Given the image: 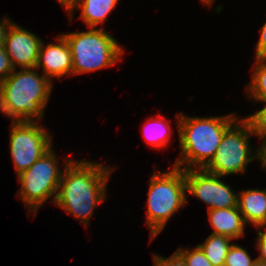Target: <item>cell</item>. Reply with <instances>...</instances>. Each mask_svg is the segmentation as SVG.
Returning <instances> with one entry per match:
<instances>
[{
  "mask_svg": "<svg viewBox=\"0 0 266 266\" xmlns=\"http://www.w3.org/2000/svg\"><path fill=\"white\" fill-rule=\"evenodd\" d=\"M181 158L174 166L184 170L203 169L214 157L224 132L237 120V115L187 117L177 114ZM193 166V167H192Z\"/></svg>",
  "mask_w": 266,
  "mask_h": 266,
  "instance_id": "obj_2",
  "label": "cell"
},
{
  "mask_svg": "<svg viewBox=\"0 0 266 266\" xmlns=\"http://www.w3.org/2000/svg\"><path fill=\"white\" fill-rule=\"evenodd\" d=\"M11 125L10 153L19 175L53 148L52 137L36 120L13 121Z\"/></svg>",
  "mask_w": 266,
  "mask_h": 266,
  "instance_id": "obj_8",
  "label": "cell"
},
{
  "mask_svg": "<svg viewBox=\"0 0 266 266\" xmlns=\"http://www.w3.org/2000/svg\"><path fill=\"white\" fill-rule=\"evenodd\" d=\"M253 266H266V263L256 258L255 262L253 263Z\"/></svg>",
  "mask_w": 266,
  "mask_h": 266,
  "instance_id": "obj_28",
  "label": "cell"
},
{
  "mask_svg": "<svg viewBox=\"0 0 266 266\" xmlns=\"http://www.w3.org/2000/svg\"><path fill=\"white\" fill-rule=\"evenodd\" d=\"M154 266H187L184 259L174 252L169 258L155 255L153 258Z\"/></svg>",
  "mask_w": 266,
  "mask_h": 266,
  "instance_id": "obj_21",
  "label": "cell"
},
{
  "mask_svg": "<svg viewBox=\"0 0 266 266\" xmlns=\"http://www.w3.org/2000/svg\"><path fill=\"white\" fill-rule=\"evenodd\" d=\"M265 102L266 101H260ZM250 125L251 130L258 138H266V105L258 112L244 118Z\"/></svg>",
  "mask_w": 266,
  "mask_h": 266,
  "instance_id": "obj_20",
  "label": "cell"
},
{
  "mask_svg": "<svg viewBox=\"0 0 266 266\" xmlns=\"http://www.w3.org/2000/svg\"><path fill=\"white\" fill-rule=\"evenodd\" d=\"M176 252L184 259L187 266H213L198 245L192 251L181 248Z\"/></svg>",
  "mask_w": 266,
  "mask_h": 266,
  "instance_id": "obj_19",
  "label": "cell"
},
{
  "mask_svg": "<svg viewBox=\"0 0 266 266\" xmlns=\"http://www.w3.org/2000/svg\"><path fill=\"white\" fill-rule=\"evenodd\" d=\"M37 71L35 67L18 72L14 69L0 82V111L12 117V121L42 119L53 85Z\"/></svg>",
  "mask_w": 266,
  "mask_h": 266,
  "instance_id": "obj_3",
  "label": "cell"
},
{
  "mask_svg": "<svg viewBox=\"0 0 266 266\" xmlns=\"http://www.w3.org/2000/svg\"><path fill=\"white\" fill-rule=\"evenodd\" d=\"M55 155L51 148L27 170L17 175L21 182L18 197L28 206L29 211L36 213L52 195L53 202L56 199L63 172L57 165L59 163Z\"/></svg>",
  "mask_w": 266,
  "mask_h": 266,
  "instance_id": "obj_7",
  "label": "cell"
},
{
  "mask_svg": "<svg viewBox=\"0 0 266 266\" xmlns=\"http://www.w3.org/2000/svg\"><path fill=\"white\" fill-rule=\"evenodd\" d=\"M256 259H251L245 248L232 244L226 255L224 266H253Z\"/></svg>",
  "mask_w": 266,
  "mask_h": 266,
  "instance_id": "obj_18",
  "label": "cell"
},
{
  "mask_svg": "<svg viewBox=\"0 0 266 266\" xmlns=\"http://www.w3.org/2000/svg\"><path fill=\"white\" fill-rule=\"evenodd\" d=\"M237 207L245 223L261 228L266 225V189L243 190L238 195Z\"/></svg>",
  "mask_w": 266,
  "mask_h": 266,
  "instance_id": "obj_12",
  "label": "cell"
},
{
  "mask_svg": "<svg viewBox=\"0 0 266 266\" xmlns=\"http://www.w3.org/2000/svg\"><path fill=\"white\" fill-rule=\"evenodd\" d=\"M260 38L256 45V58L266 59V22L260 28Z\"/></svg>",
  "mask_w": 266,
  "mask_h": 266,
  "instance_id": "obj_23",
  "label": "cell"
},
{
  "mask_svg": "<svg viewBox=\"0 0 266 266\" xmlns=\"http://www.w3.org/2000/svg\"><path fill=\"white\" fill-rule=\"evenodd\" d=\"M59 3L64 6V8L66 9V11L68 10L69 12V16L72 19L73 17V8L75 6L76 0H58ZM72 15V16H71Z\"/></svg>",
  "mask_w": 266,
  "mask_h": 266,
  "instance_id": "obj_27",
  "label": "cell"
},
{
  "mask_svg": "<svg viewBox=\"0 0 266 266\" xmlns=\"http://www.w3.org/2000/svg\"><path fill=\"white\" fill-rule=\"evenodd\" d=\"M257 249L260 251V255L257 257L258 260L266 263V230L264 232L257 230Z\"/></svg>",
  "mask_w": 266,
  "mask_h": 266,
  "instance_id": "obj_24",
  "label": "cell"
},
{
  "mask_svg": "<svg viewBox=\"0 0 266 266\" xmlns=\"http://www.w3.org/2000/svg\"><path fill=\"white\" fill-rule=\"evenodd\" d=\"M69 44L72 74L96 71L116 64L121 59L123 47L103 28L63 34Z\"/></svg>",
  "mask_w": 266,
  "mask_h": 266,
  "instance_id": "obj_5",
  "label": "cell"
},
{
  "mask_svg": "<svg viewBox=\"0 0 266 266\" xmlns=\"http://www.w3.org/2000/svg\"><path fill=\"white\" fill-rule=\"evenodd\" d=\"M41 42L37 35L13 23L8 30L4 48L14 69L17 65L22 69L36 67Z\"/></svg>",
  "mask_w": 266,
  "mask_h": 266,
  "instance_id": "obj_10",
  "label": "cell"
},
{
  "mask_svg": "<svg viewBox=\"0 0 266 266\" xmlns=\"http://www.w3.org/2000/svg\"><path fill=\"white\" fill-rule=\"evenodd\" d=\"M117 3L118 0H76L73 10L81 7V19L89 28H95L104 23Z\"/></svg>",
  "mask_w": 266,
  "mask_h": 266,
  "instance_id": "obj_14",
  "label": "cell"
},
{
  "mask_svg": "<svg viewBox=\"0 0 266 266\" xmlns=\"http://www.w3.org/2000/svg\"><path fill=\"white\" fill-rule=\"evenodd\" d=\"M254 135L249 123L242 118L236 120L225 132L212 160L203 168L207 172L221 177L236 173H245L248 163L255 159L249 146Z\"/></svg>",
  "mask_w": 266,
  "mask_h": 266,
  "instance_id": "obj_6",
  "label": "cell"
},
{
  "mask_svg": "<svg viewBox=\"0 0 266 266\" xmlns=\"http://www.w3.org/2000/svg\"><path fill=\"white\" fill-rule=\"evenodd\" d=\"M248 94L254 101H266V59L256 58Z\"/></svg>",
  "mask_w": 266,
  "mask_h": 266,
  "instance_id": "obj_17",
  "label": "cell"
},
{
  "mask_svg": "<svg viewBox=\"0 0 266 266\" xmlns=\"http://www.w3.org/2000/svg\"><path fill=\"white\" fill-rule=\"evenodd\" d=\"M264 142L263 145H260L259 148L256 150L257 154H255L254 158L260 159L262 163V167L266 170V138L261 139Z\"/></svg>",
  "mask_w": 266,
  "mask_h": 266,
  "instance_id": "obj_26",
  "label": "cell"
},
{
  "mask_svg": "<svg viewBox=\"0 0 266 266\" xmlns=\"http://www.w3.org/2000/svg\"><path fill=\"white\" fill-rule=\"evenodd\" d=\"M186 193H190L208 205L210 209L237 207L238 193H234L229 185L204 169L184 170Z\"/></svg>",
  "mask_w": 266,
  "mask_h": 266,
  "instance_id": "obj_9",
  "label": "cell"
},
{
  "mask_svg": "<svg viewBox=\"0 0 266 266\" xmlns=\"http://www.w3.org/2000/svg\"><path fill=\"white\" fill-rule=\"evenodd\" d=\"M12 24L13 22L7 19L6 16L3 21H0V47H4L8 30Z\"/></svg>",
  "mask_w": 266,
  "mask_h": 266,
  "instance_id": "obj_25",
  "label": "cell"
},
{
  "mask_svg": "<svg viewBox=\"0 0 266 266\" xmlns=\"http://www.w3.org/2000/svg\"><path fill=\"white\" fill-rule=\"evenodd\" d=\"M57 40V43H49L46 46L41 42L35 67L43 68L44 76L50 81L53 77L72 75L73 63L69 44L63 35H60Z\"/></svg>",
  "mask_w": 266,
  "mask_h": 266,
  "instance_id": "obj_11",
  "label": "cell"
},
{
  "mask_svg": "<svg viewBox=\"0 0 266 266\" xmlns=\"http://www.w3.org/2000/svg\"><path fill=\"white\" fill-rule=\"evenodd\" d=\"M213 234L225 235L232 239L244 236L245 222L238 207L208 210Z\"/></svg>",
  "mask_w": 266,
  "mask_h": 266,
  "instance_id": "obj_13",
  "label": "cell"
},
{
  "mask_svg": "<svg viewBox=\"0 0 266 266\" xmlns=\"http://www.w3.org/2000/svg\"><path fill=\"white\" fill-rule=\"evenodd\" d=\"M231 240V237L211 233L205 243L198 246L213 266H224L226 255L232 246Z\"/></svg>",
  "mask_w": 266,
  "mask_h": 266,
  "instance_id": "obj_15",
  "label": "cell"
},
{
  "mask_svg": "<svg viewBox=\"0 0 266 266\" xmlns=\"http://www.w3.org/2000/svg\"><path fill=\"white\" fill-rule=\"evenodd\" d=\"M154 172L150 179L147 200V222L151 239L163 230L170 217L187 203L184 169Z\"/></svg>",
  "mask_w": 266,
  "mask_h": 266,
  "instance_id": "obj_4",
  "label": "cell"
},
{
  "mask_svg": "<svg viewBox=\"0 0 266 266\" xmlns=\"http://www.w3.org/2000/svg\"><path fill=\"white\" fill-rule=\"evenodd\" d=\"M64 164L54 204L87 226L96 205L105 201L107 178L113 168L67 158Z\"/></svg>",
  "mask_w": 266,
  "mask_h": 266,
  "instance_id": "obj_1",
  "label": "cell"
},
{
  "mask_svg": "<svg viewBox=\"0 0 266 266\" xmlns=\"http://www.w3.org/2000/svg\"><path fill=\"white\" fill-rule=\"evenodd\" d=\"M158 114L157 116L149 118L148 122L144 125V138L153 147L161 148L167 147V143L171 137V126L165 117Z\"/></svg>",
  "mask_w": 266,
  "mask_h": 266,
  "instance_id": "obj_16",
  "label": "cell"
},
{
  "mask_svg": "<svg viewBox=\"0 0 266 266\" xmlns=\"http://www.w3.org/2000/svg\"><path fill=\"white\" fill-rule=\"evenodd\" d=\"M204 4H207L208 6H210L212 4V2H214V0H201Z\"/></svg>",
  "mask_w": 266,
  "mask_h": 266,
  "instance_id": "obj_29",
  "label": "cell"
},
{
  "mask_svg": "<svg viewBox=\"0 0 266 266\" xmlns=\"http://www.w3.org/2000/svg\"><path fill=\"white\" fill-rule=\"evenodd\" d=\"M13 71L14 67L12 66L5 48L0 47V82L6 79Z\"/></svg>",
  "mask_w": 266,
  "mask_h": 266,
  "instance_id": "obj_22",
  "label": "cell"
}]
</instances>
